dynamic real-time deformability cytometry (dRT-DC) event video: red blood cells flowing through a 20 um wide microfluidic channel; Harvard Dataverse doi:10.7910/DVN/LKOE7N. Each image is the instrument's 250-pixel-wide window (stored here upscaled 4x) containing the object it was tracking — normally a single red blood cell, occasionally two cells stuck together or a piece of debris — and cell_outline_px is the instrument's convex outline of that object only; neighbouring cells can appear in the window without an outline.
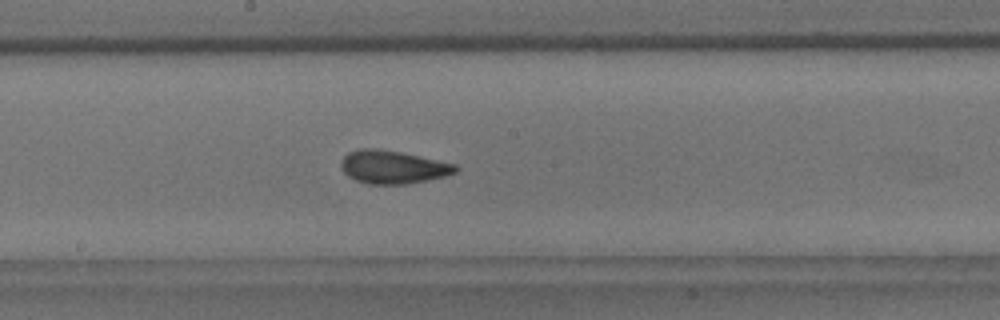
{"species": "common noctule bat (a hibernating species)", "species_latin": "Nyctalus noctula", "temperature_condition": "room temperature", "stored_images_in_passage": 43, "camera_frame_rate_fps": 3000, "um_per_image_px": 0.085, "animal": {"sex": "male", "body_mass_g": 18.8}, "frame": {"image": 1, "passage_image": 16, "time_ms": 5.0, "image_size_px": [1000, 320], "cell_outline_px": [[460, 168], [456, 172], [444, 176], [404, 184], [368, 184], [356, 180], [348, 176], [344, 172], [340, 164], [340, 160], [348, 152], [360, 148], [376, 148], [400, 152], [456, 164]], "centroid_in_image_um": [33.36, 14.19], "position_along_channel_um": 214.8, "area_um2": 21.96}}
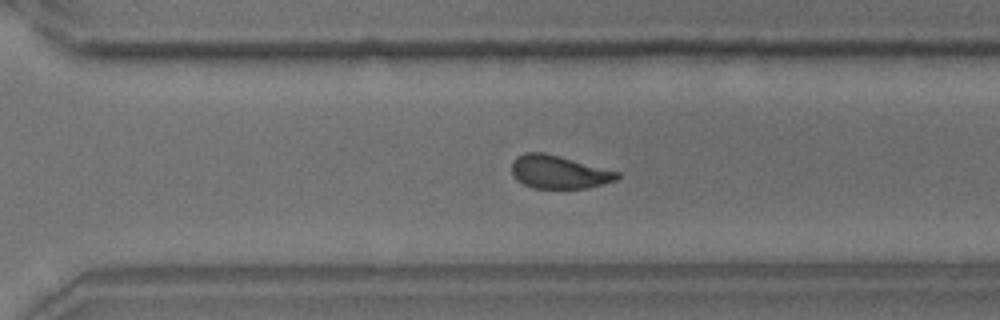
{"frame": {"image": 2, "passage_image": 25, "time_ms": 8.0, "image_size_px": [1000, 320], "cell_outline_px": [[620, 176], [616, 180], [588, 188], [532, 188], [516, 180], [512, 176], [512, 160], [516, 156], [524, 152], [544, 152], [620, 172]], "centroid_in_image_um": [47.47, 14.62], "position_along_channel_um": 323.1, "area_um2": 20.46}}
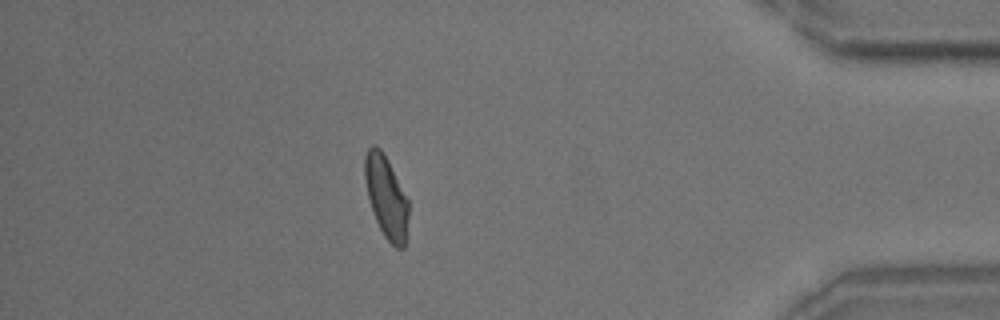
{"frame": {"image": 3, "passage_image": 35, "time_ms": 11.333, "image_size_px": [1000, 320], "cell_outline_px": [[408, 216], [404, 248], [396, 248], [384, 236], [376, 220], [368, 196], [364, 176], [364, 156], [368, 148], [372, 144], [376, 144], [380, 148], [388, 160], [408, 200]], "centroid_in_image_um": [32.81, 16.7], "position_along_channel_um": 402.4, "area_um2": 20.69}, "authors_computed_cell_mechanics": {"area_um2": 21.386, "velocity_mm_per_s": 3.6213, "shape_relaxation_time_tau1_ms": 6.385, "shape_relaxation_time_tau2_ms": 1.3698, "deformation_change_tau1": 0.1483, "deformation_change_tau2": 0.0786}}